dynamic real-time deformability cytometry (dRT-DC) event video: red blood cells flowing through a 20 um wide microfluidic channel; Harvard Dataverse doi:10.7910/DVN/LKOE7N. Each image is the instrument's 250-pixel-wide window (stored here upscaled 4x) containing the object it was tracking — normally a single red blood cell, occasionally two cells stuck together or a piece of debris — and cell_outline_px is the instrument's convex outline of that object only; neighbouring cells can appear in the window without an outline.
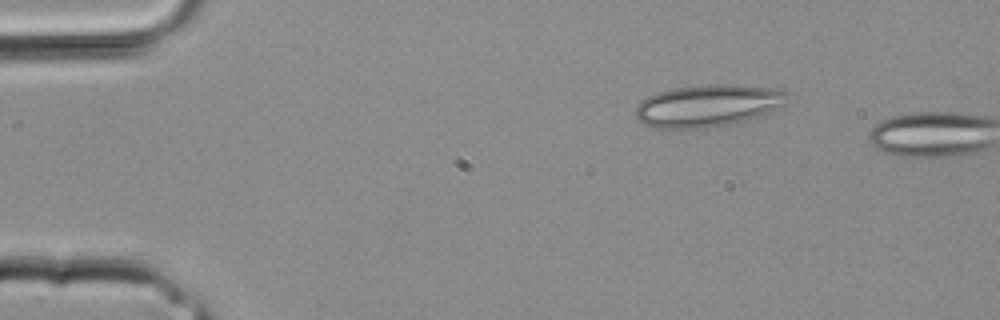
{"species": "common noctule bat (a hibernating species)", "species_latin": "Nyctalus noctula", "temperature_condition": "room temperature", "stored_images_in_passage": 2, "camera_frame_rate_fps": 3000, "um_per_image_px": 0.085, "animal": {"sex": "male", "body_mass_g": 20.4}, "frame": {"image": 1, "passage_image": 1, "time_ms": 0.0, "image_size_px": [1000, 320], "cell_outline_px": [[788, 92], [784, 104], [764, 116], [732, 124], [708, 128], [652, 128], [644, 124], [636, 116], [636, 108], [640, 100], [656, 92], [672, 88], [708, 84], [736, 84], [780, 88]], "centroid_in_image_um": [60.2, 8.97], "position_along_channel_um": 24.8, "area_um2": 37.92}}